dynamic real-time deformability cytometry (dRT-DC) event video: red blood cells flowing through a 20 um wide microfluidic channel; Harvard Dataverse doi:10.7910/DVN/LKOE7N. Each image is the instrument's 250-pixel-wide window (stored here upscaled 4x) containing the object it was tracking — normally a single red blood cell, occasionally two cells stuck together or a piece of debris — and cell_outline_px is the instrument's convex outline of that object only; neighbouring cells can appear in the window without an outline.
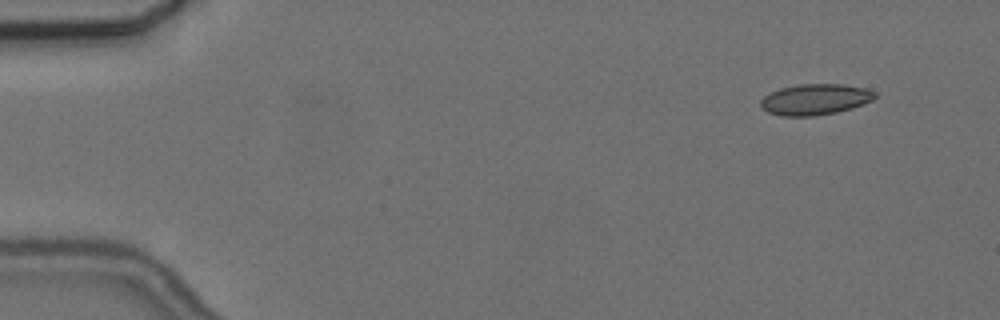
{"species": "common noctule bat (a hibernating species)", "species_latin": "Nyctalus noctula", "temperature_condition": "cold", "stored_images_in_passage": 6, "camera_frame_rate_fps": 3000, "um_per_image_px": 0.085, "animal": {"sex": "female", "body_mass_g": 24.6, "forearm_length_mm": 56.2}, "frame": {"image": 1, "passage_image": 2, "time_ms": 1.0, "image_size_px": [1000, 320], "cell_outline_px": [[876, 96], [872, 100], [852, 108], [836, 112], [812, 116], [784, 116], [768, 112], [760, 108], [760, 100], [768, 92], [780, 88], [800, 84], [844, 84], [864, 88], [876, 92]], "centroid_in_image_um": [69.25, 8.44], "position_along_channel_um": 15.8, "area_um2": 20.63}}